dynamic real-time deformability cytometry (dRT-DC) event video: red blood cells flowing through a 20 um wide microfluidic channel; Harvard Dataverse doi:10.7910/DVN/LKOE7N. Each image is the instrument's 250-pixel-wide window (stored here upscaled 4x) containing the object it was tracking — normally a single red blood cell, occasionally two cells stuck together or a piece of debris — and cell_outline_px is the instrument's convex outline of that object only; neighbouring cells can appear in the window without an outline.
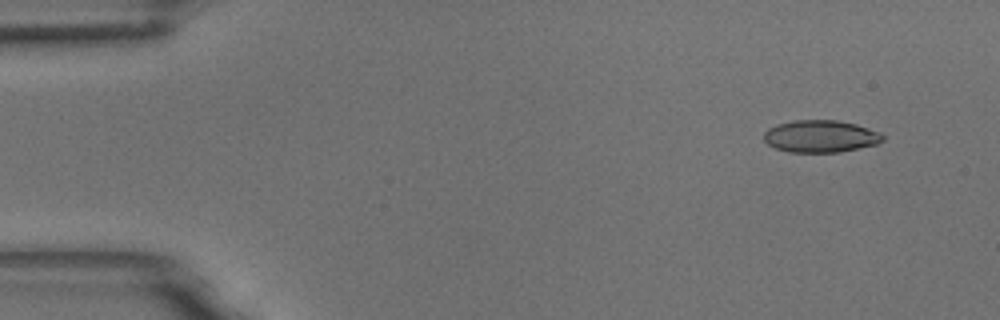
{"species": "common noctule bat (a hibernating species)", "species_latin": "Nyctalus noctula", "temperature_condition": "room temperature", "stored_images_in_passage": 6, "camera_frame_rate_fps": 3000, "um_per_image_px": 0.085, "animal": {"sex": "male", "body_mass_g": 18.8}, "frame": {"image": 1, "passage_image": 2, "time_ms": 0.333, "image_size_px": [1000, 320], "cell_outline_px": [[884, 140], [876, 144], [840, 152], [788, 152], [776, 148], [768, 144], [764, 140], [764, 132], [768, 128], [776, 124], [792, 120], [836, 120], [856, 124], [880, 132], [884, 136]], "centroid_in_image_um": [69.73, 11.58], "position_along_channel_um": 15.3, "area_um2": 22.37}}
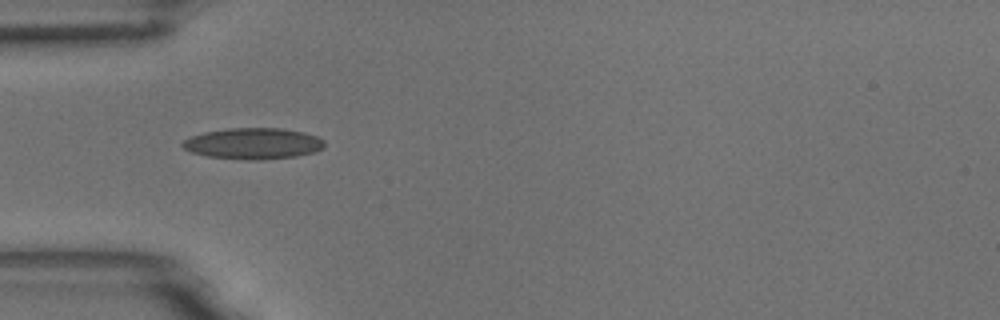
{"frame": {"image": 2, "passage_image": 5, "time_ms": 1.333, "image_size_px": [1000, 320], "cell_outline_px": [[324, 148], [312, 152], [296, 156], [264, 160], [244, 160], [208, 156], [192, 152], [184, 148], [180, 144], [184, 140], [192, 136], [204, 132], [228, 128], [280, 128], [304, 132], [316, 136], [324, 140]], "centroid_in_image_um": [21.52, 12.2], "position_along_channel_um": 63.5, "area_um2": 25.78}}